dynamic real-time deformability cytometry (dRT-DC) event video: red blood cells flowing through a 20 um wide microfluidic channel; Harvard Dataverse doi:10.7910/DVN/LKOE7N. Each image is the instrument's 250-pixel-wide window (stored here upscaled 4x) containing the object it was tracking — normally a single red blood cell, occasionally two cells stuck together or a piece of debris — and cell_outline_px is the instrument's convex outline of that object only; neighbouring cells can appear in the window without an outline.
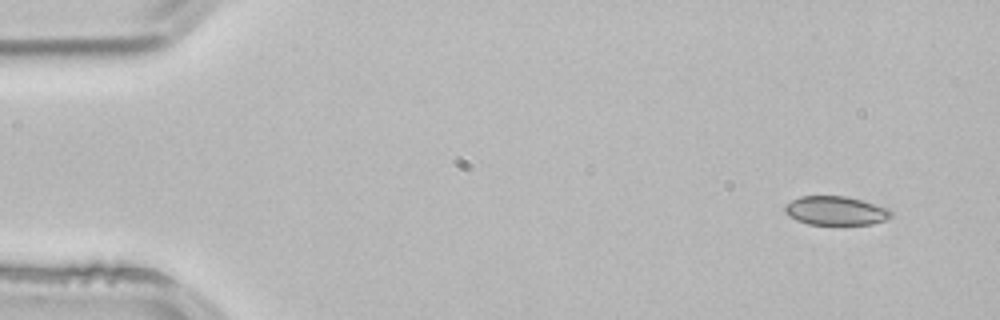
{"species": "common noctule bat (a hibernating species)", "species_latin": "Nyctalus noctula", "temperature_condition": "room temperature", "stored_images_in_passage": 3, "segment_of_instrument_passage": [1, 2], "camera_frame_rate_fps": 3000, "um_per_image_px": 0.085, "animal": {"sex": "male", "body_mass_g": 21.5, "forearm_length_mm": 52.0}, "frame": {"image": 1, "passage_image": 1, "time_ms": 0.0, "image_size_px": [1000, 320], "cell_outline_px": [[892, 216], [884, 220], [872, 224], [808, 224], [796, 220], [784, 212], [784, 208], [792, 200], [800, 196], [848, 196], [888, 208], [892, 212]], "centroid_in_image_um": [71.04, 17.9], "position_along_channel_um": 14.0, "area_um2": 17.74}}